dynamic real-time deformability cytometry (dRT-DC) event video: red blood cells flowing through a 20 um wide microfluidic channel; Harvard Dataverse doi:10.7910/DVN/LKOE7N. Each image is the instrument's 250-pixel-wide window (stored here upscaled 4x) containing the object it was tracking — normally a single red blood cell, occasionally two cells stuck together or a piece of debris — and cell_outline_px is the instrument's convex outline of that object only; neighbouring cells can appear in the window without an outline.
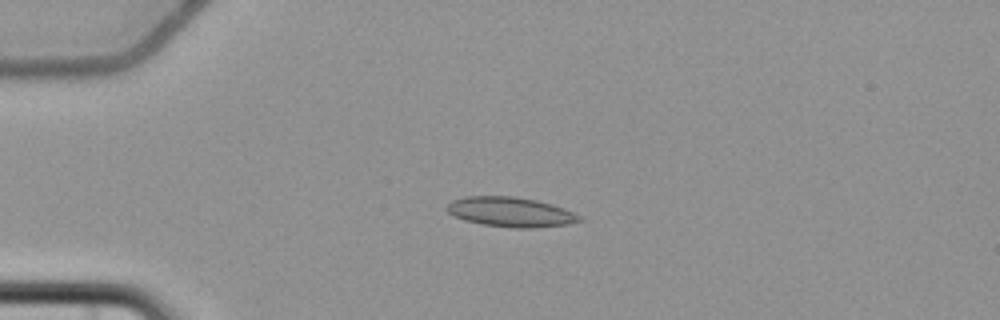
{"species": "common noctule bat (a hibernating species)", "species_latin": "Nyctalus noctula", "temperature_condition": "cold", "stored_images_in_passage": 5, "camera_frame_rate_fps": 3000, "um_per_image_px": 0.085, "animal": {"sex": "female", "body_mass_g": 22.7, "forearm_length_mm": 54.2}, "frame": {"image": 1, "passage_image": 4, "time_ms": 3.667, "image_size_px": [1000, 320], "cell_outline_px": [[584, 220], [568, 224], [536, 228], [512, 228], [480, 224], [464, 220], [448, 212], [444, 208], [452, 200], [468, 196], [516, 196], [536, 200], [552, 204], [564, 208], [580, 216]], "centroid_in_image_um": [43.4, 18.02], "position_along_channel_um": 41.6, "area_um2": 23.12}}